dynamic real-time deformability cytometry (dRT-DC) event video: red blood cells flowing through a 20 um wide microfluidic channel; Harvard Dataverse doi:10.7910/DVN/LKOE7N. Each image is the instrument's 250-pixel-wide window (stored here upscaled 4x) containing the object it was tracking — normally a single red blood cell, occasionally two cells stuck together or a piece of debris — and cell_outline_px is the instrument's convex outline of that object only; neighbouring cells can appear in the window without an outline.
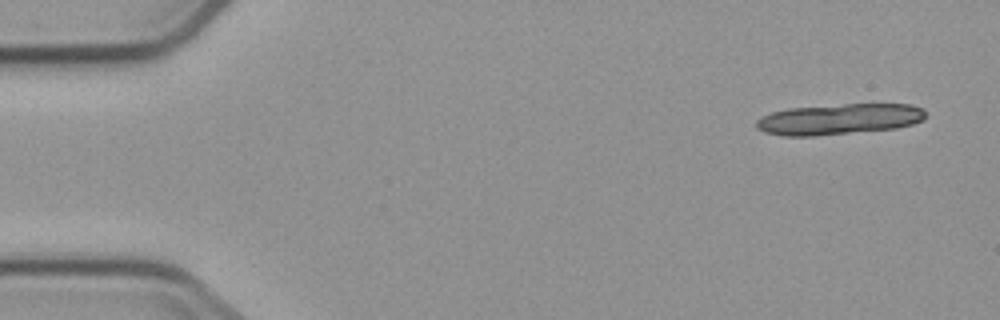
{"species": "common noctule bat (a hibernating species)", "species_latin": "Nyctalus noctula", "temperature_condition": "cold", "stored_images_in_passage": 4, "camera_frame_rate_fps": 3000, "um_per_image_px": 0.085, "animal": {"sex": "male", "body_mass_g": 23.1, "forearm_length_mm": 52.7}, "frame": {"image": 1, "passage_image": 1, "time_ms": 0.0, "image_size_px": [1000, 320], "cell_outline_px": [[928, 116], [924, 120], [912, 124], [896, 128], [816, 136], [784, 136], [764, 132], [756, 128], [756, 120], [760, 116], [772, 112], [788, 108], [844, 104], [912, 104], [924, 108]], "centroid_in_image_um": [71.34, 10.12], "position_along_channel_um": 13.7, "area_um2": 30.75}}
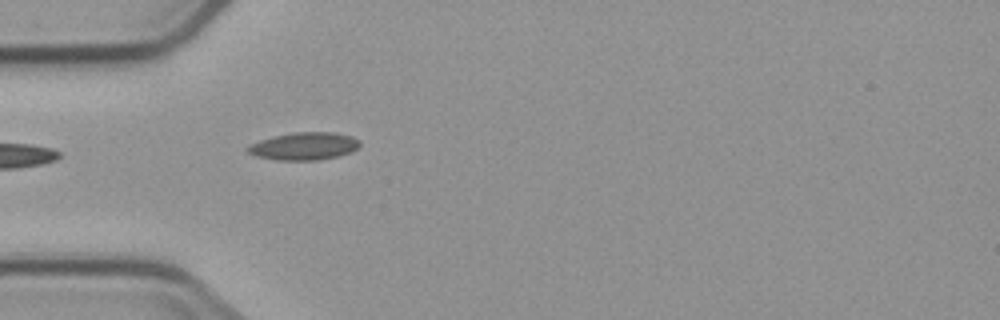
{"frame": {"image": 2, "passage_image": 4, "time_ms": 4.667, "image_size_px": [1000, 320], "cell_outline_px": [[360, 144], [352, 152], [340, 156], [316, 160], [276, 160], [256, 156], [248, 152], [244, 148], [260, 140], [276, 136], [296, 132], [336, 132], [352, 136], [360, 140]], "centroid_in_image_um": [25.88, 12.43], "position_along_channel_um": 59.1, "area_um2": 18.03}}